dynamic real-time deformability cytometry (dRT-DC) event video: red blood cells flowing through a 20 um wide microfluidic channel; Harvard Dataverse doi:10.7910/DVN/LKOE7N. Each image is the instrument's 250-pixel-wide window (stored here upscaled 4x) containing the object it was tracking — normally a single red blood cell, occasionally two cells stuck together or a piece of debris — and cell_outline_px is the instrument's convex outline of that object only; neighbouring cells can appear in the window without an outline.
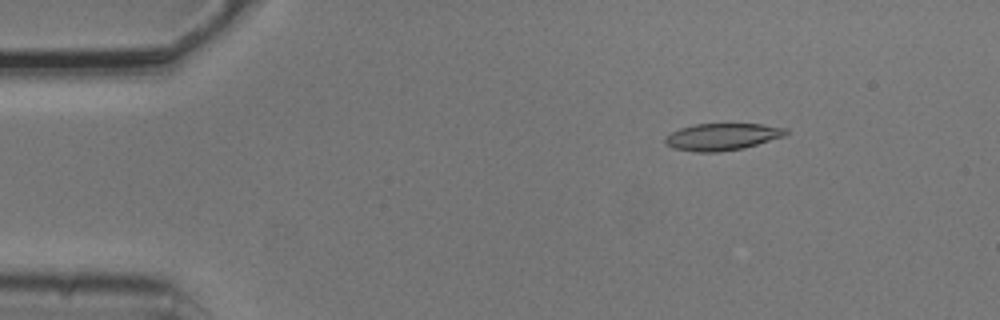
{"species": "common noctule bat (a hibernating species)", "species_latin": "Nyctalus noctula", "temperature_condition": "cold", "stored_images_in_passage": 4, "camera_frame_rate_fps": 3000, "um_per_image_px": 0.085, "animal": {"sex": "male", "body_mass_g": 20.5, "forearm_length_mm": 52.5}, "frame": {"image": 1, "passage_image": 2, "time_ms": 0.333, "image_size_px": [1000, 320], "cell_outline_px": [[788, 132], [784, 136], [744, 148], [720, 152], [696, 152], [672, 148], [664, 144], [664, 140], [672, 132], [680, 128], [696, 124], [760, 124], [788, 128]], "centroid_in_image_um": [61.38, 11.63], "position_along_channel_um": 23.6, "area_um2": 18.96}}